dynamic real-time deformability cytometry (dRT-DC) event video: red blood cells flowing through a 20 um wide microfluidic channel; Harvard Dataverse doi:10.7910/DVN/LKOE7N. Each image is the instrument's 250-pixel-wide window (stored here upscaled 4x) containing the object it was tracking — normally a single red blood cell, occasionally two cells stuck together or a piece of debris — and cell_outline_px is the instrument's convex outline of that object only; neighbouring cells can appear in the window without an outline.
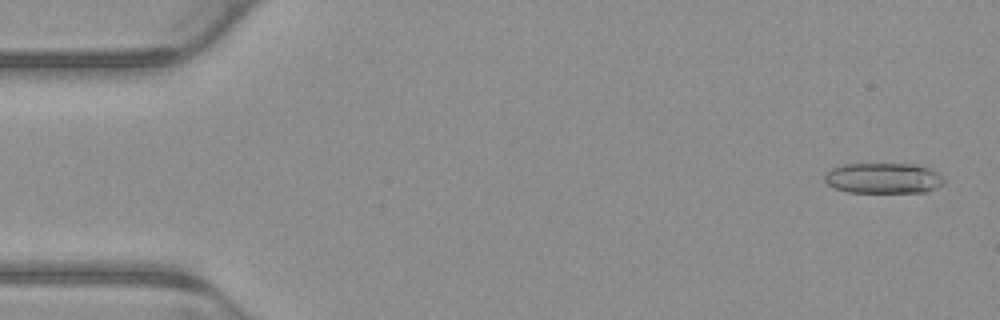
{"species": "common noctule bat (a hibernating species)", "species_latin": "Nyctalus noctula", "temperature_condition": "warm", "stored_images_in_passage": 4, "camera_frame_rate_fps": 3000, "um_per_image_px": 0.085, "animal": {"sex": "male", "body_mass_g": 23.1, "forearm_length_mm": 52.7}, "frame": {"image": 1, "passage_image": 1, "time_ms": 0.0, "image_size_px": [1000, 320], "cell_outline_px": [[944, 180], [936, 188], [924, 192], [848, 192], [836, 188], [828, 184], [824, 180], [824, 172], [832, 168], [844, 164], [916, 164], [928, 168], [936, 172]], "centroid_in_image_um": [75.03, 15.14], "position_along_channel_um": 10.0, "area_um2": 21.1}}
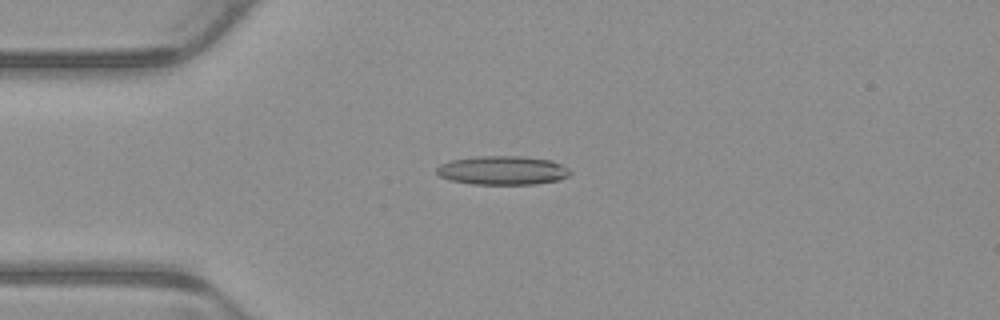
{"frame": {"image": 2, "passage_image": 4, "time_ms": 1.0, "image_size_px": [1000, 320], "cell_outline_px": [[572, 172], [568, 176], [560, 180], [536, 184], [472, 184], [452, 180], [440, 176], [436, 172], [436, 168], [440, 164], [448, 160], [476, 156], [524, 156], [552, 160], [568, 168]], "centroid_in_image_um": [42.73, 14.47], "position_along_channel_um": 42.3, "area_um2": 22.66}}